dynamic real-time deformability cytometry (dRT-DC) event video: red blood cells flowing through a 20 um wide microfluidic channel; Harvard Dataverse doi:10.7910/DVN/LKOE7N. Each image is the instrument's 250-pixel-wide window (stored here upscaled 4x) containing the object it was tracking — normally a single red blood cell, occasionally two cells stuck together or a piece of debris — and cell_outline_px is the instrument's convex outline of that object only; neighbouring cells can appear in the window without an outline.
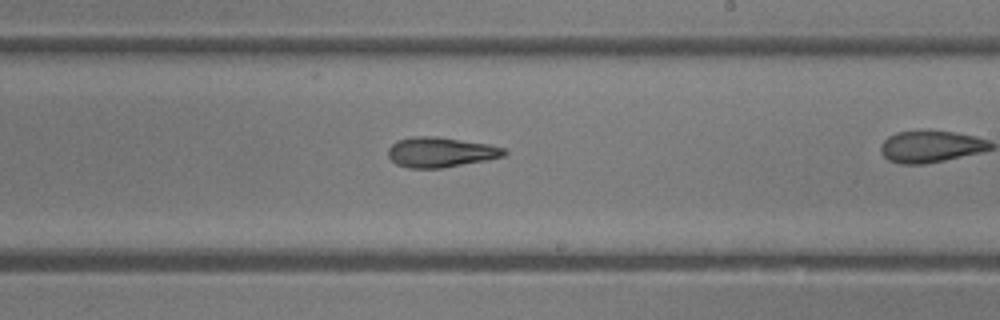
{"species": "common noctule bat (a hibernating species)", "species_latin": "Nyctalus noctula", "temperature_condition": "room temperature", "stored_images_in_passage": 21, "camera_frame_rate_fps": 3000, "um_per_image_px": 0.085, "animal": {"sex": "female"}, "frame": {"image": 1, "passage_image": 12, "time_ms": 3.667, "image_size_px": [1000, 320], "cell_outline_px": [[508, 152], [504, 156], [488, 160], [440, 168], [408, 168], [396, 164], [388, 156], [388, 148], [396, 140], [412, 136], [436, 136], [488, 144], [504, 148]], "centroid_in_image_um": [37.43, 12.93], "position_along_channel_um": 251.6, "area_um2": 20.4}}